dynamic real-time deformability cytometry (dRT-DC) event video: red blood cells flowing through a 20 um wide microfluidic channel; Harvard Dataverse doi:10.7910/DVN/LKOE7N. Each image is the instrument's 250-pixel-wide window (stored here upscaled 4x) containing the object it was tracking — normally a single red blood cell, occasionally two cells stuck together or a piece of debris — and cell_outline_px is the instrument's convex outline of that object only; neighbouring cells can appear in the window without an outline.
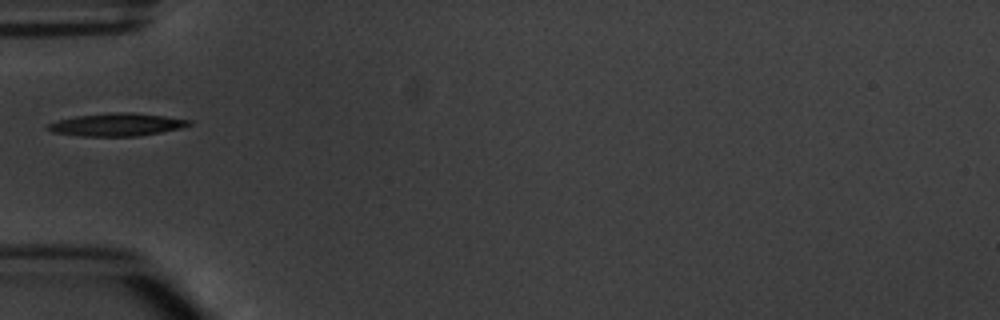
{"species": "common noctule bat (a hibernating species)", "species_latin": "Nyctalus noctula", "temperature_condition": "warm", "stored_images_in_passage": 2, "camera_frame_rate_fps": 3000, "um_per_image_px": 0.085, "animal": {"sex": "male", "body_mass_g": 20.1, "forearm_length_mm": 53.5}, "frame": {"image": 1, "passage_image": 1, "time_ms": 0.0, "image_size_px": [1000, 320], "cell_outline_px": [[192, 124], [180, 128], [160, 132], [136, 136], [80, 136], [52, 132], [44, 128], [48, 124], [56, 120], [76, 116], [116, 112], [132, 112], [164, 116], [192, 120]], "centroid_in_image_um": [9.89, 10.59], "position_along_channel_um": 75.1, "area_um2": 18.73}}